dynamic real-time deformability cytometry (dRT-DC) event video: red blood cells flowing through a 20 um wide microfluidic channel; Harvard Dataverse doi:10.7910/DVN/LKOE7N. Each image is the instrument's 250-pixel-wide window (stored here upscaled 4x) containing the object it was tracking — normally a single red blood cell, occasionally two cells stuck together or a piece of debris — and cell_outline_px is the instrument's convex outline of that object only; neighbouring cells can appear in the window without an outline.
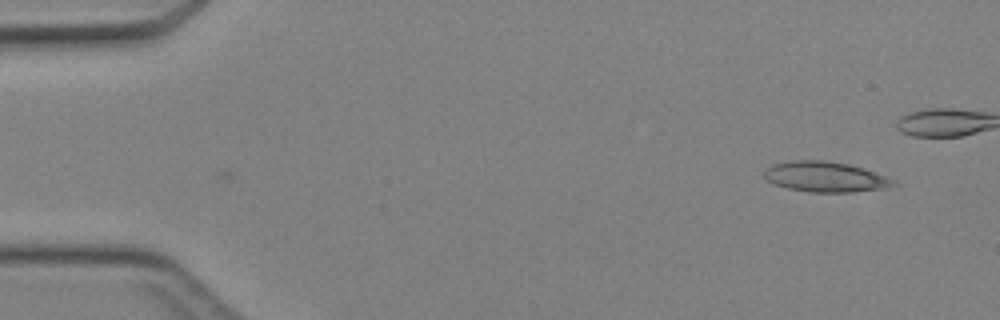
{"species": "Egyptian fruit bat (a non-hibernating species)", "species_latin": "Rousettus aegyptiacus", "temperature_condition": "cold", "stored_images_in_passage": 2, "camera_frame_rate_fps": 3000, "um_per_image_px": 0.085, "animal": {"sex": "female"}, "frame": {"image": 1, "passage_image": 2, "time_ms": 0.333, "image_size_px": [1000, 320], "cell_outline_px": [[900, 184], [892, 188], [852, 192], [808, 192], [788, 188], [776, 184], [768, 180], [764, 176], [764, 168], [772, 164], [788, 160], [824, 160], [848, 164], [864, 168], [896, 180]], "centroid_in_image_um": [70.21, 15.03], "position_along_channel_um": 14.8, "area_um2": 23.24}}